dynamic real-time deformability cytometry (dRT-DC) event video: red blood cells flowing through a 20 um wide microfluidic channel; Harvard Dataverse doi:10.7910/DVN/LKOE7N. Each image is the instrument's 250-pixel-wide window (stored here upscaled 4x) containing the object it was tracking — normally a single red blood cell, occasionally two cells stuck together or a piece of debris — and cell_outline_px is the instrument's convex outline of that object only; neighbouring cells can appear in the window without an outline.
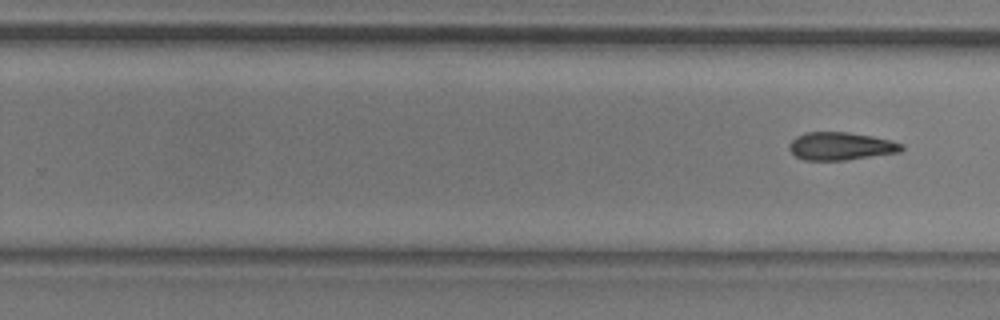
{"species": "common noctule bat (a hibernating species)", "species_latin": "Nyctalus noctula", "temperature_condition": "room temperature", "stored_images_in_passage": 10, "segment_of_instrument_passage": [2, 2], "camera_frame_rate_fps": 3000, "um_per_image_px": 0.085, "animal": {"sex": "male", "body_mass_g": 20.5, "forearm_length_mm": 52.5}, "frame": {"image": 1, "passage_image": 10, "time_ms": 3.0, "image_size_px": [1000, 320], "cell_outline_px": [[904, 148], [900, 152], [844, 160], [804, 160], [796, 156], [788, 148], [788, 144], [796, 136], [804, 132], [848, 132], [872, 136], [892, 140], [904, 144]], "centroid_in_image_um": [71.47, 12.41], "position_along_channel_um": 258.3, "area_um2": 18.32}}